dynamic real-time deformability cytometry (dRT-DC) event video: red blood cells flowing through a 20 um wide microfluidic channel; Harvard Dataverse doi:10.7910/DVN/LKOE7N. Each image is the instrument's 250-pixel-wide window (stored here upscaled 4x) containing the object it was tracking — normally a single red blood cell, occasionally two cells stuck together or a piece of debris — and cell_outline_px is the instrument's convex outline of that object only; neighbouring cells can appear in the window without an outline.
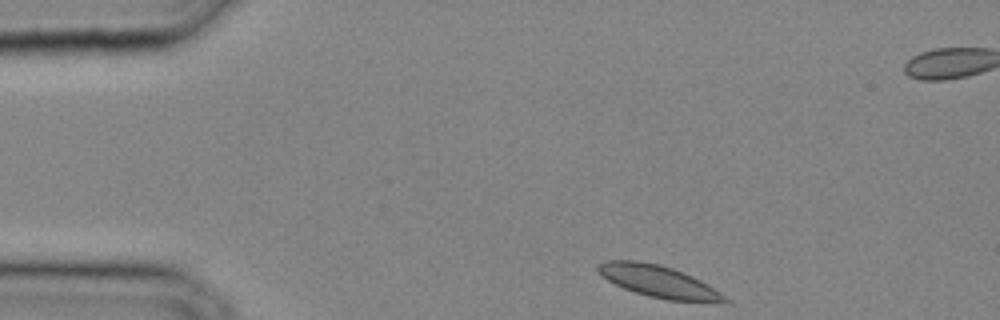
{"species": "common noctule bat (a hibernating species)", "species_latin": "Nyctalus noctula", "temperature_condition": "cold", "stored_images_in_passage": 27, "camera_frame_rate_fps": 3000, "um_per_image_px": 0.085, "animal": {"sex": "male", "body_mass_g": 20.4}, "frame": {"image": 1, "passage_image": 1, "time_ms": 0.0, "image_size_px": [1000, 320], "cell_outline_px": [[732, 304], [728, 304], [668, 300], [648, 296], [624, 288], [600, 276], [596, 268], [596, 264], [604, 260], [640, 260], [660, 264], [684, 272], [708, 284], [732, 300]], "centroid_in_image_um": [56.04, 23.94], "position_along_channel_um": 29.0, "area_um2": 24.22}}
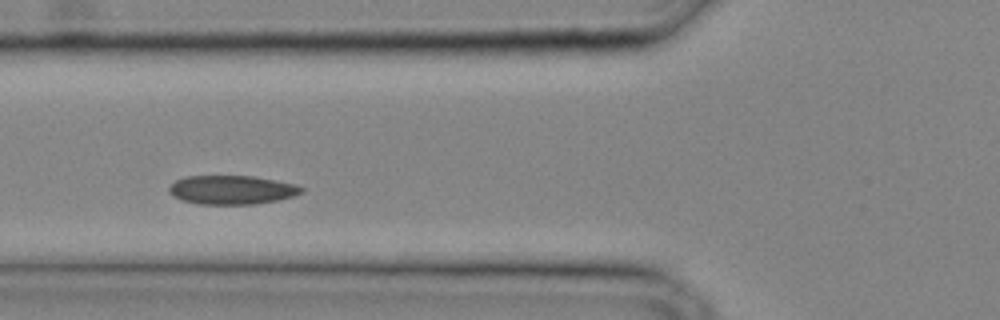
{"frame": {"image": 2, "passage_image": 8, "time_ms": 2.333, "image_size_px": [1000, 320], "cell_outline_px": [[304, 192], [280, 200], [252, 204], [200, 204], [180, 200], [168, 192], [168, 188], [176, 180], [188, 176], [252, 176], [296, 184], [304, 188]], "centroid_in_image_um": [19.71, 16.14], "position_along_channel_um": 106.1, "area_um2": 22.25}}